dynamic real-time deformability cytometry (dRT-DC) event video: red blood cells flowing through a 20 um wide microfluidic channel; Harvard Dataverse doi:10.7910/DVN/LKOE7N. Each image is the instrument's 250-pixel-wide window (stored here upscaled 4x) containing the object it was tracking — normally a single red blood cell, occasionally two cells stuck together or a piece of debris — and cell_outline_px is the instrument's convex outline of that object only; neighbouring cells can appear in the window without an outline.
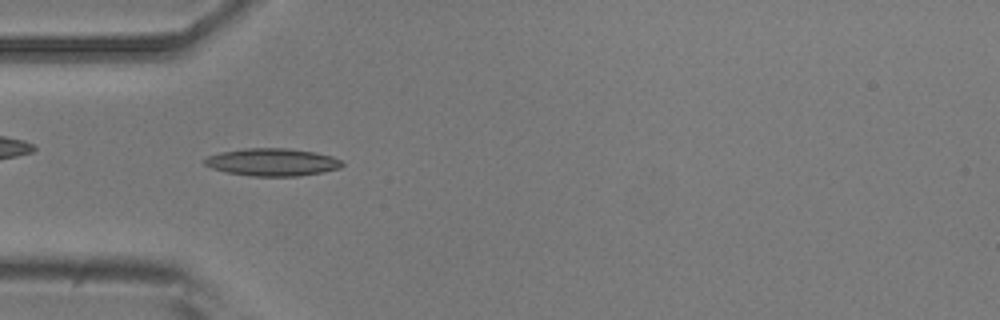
{"species": "common noctule bat (a hibernating species)", "species_latin": "Nyctalus noctula", "temperature_condition": "room temperature", "stored_images_in_passage": 40, "camera_frame_rate_fps": 3000, "um_per_image_px": 0.085, "animal": {"sex": "male", "body_mass_g": 20.5, "forearm_length_mm": 52.5}, "frame": {"image": 1, "passage_image": 2, "time_ms": 0.333, "image_size_px": [1000, 320], "cell_outline_px": [[344, 164], [340, 168], [324, 172], [296, 176], [252, 176], [228, 172], [212, 168], [204, 164], [204, 160], [208, 156], [220, 152], [244, 148], [288, 148], [316, 152], [332, 156], [340, 160]], "centroid_in_image_um": [23.17, 13.77], "position_along_channel_um": 61.8, "area_um2": 22.08}}
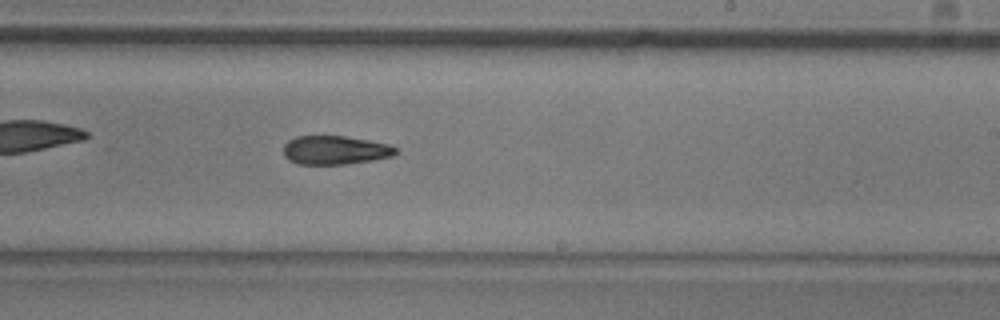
{"frame": {"image": 2, "passage_image": 18, "time_ms": 5.667, "image_size_px": [1000, 320], "cell_outline_px": [[396, 152], [392, 156], [372, 160], [344, 164], [300, 164], [288, 160], [284, 156], [284, 144], [288, 140], [296, 136], [344, 136], [368, 140], [388, 144], [396, 148]], "centroid_in_image_um": [28.44, 12.76], "position_along_channel_um": 260.6, "area_um2": 18.67}}
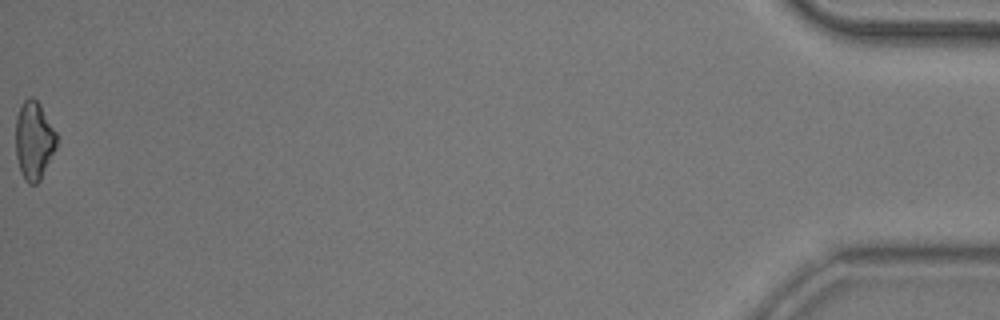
{"frame": {"image": 3, "passage_image": 40, "time_ms": 13.0, "image_size_px": [1000, 320], "cell_outline_px": [[56, 148], [40, 180], [36, 184], [28, 184], [24, 180], [20, 172], [16, 156], [16, 116], [24, 100], [28, 96], [32, 96], [40, 104], [56, 132]], "centroid_in_image_um": [2.87, 11.95], "position_along_channel_um": 432.3, "area_um2": 18.67}, "authors_computed_cell_mechanics": {"area_um2": 19.2185, "velocity_mm_per_s": 3.7364, "shape_relaxation_time_tau1_ms": 4.2188, "shape_relaxation_time_tau2_ms": null, "deformation_change_tau1": 0.1413, "deformation_change_tau2": null}}